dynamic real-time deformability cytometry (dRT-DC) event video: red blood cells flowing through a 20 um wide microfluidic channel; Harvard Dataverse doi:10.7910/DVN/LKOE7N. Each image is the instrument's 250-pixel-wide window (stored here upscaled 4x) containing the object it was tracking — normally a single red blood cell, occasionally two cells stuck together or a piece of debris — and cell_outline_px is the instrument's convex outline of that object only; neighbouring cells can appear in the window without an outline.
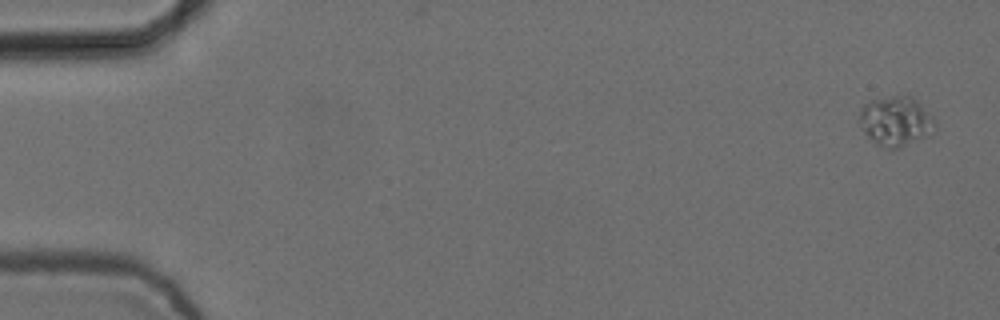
{"species": "common noctule bat (a hibernating species)", "species_latin": "Nyctalus noctula", "temperature_condition": "cold", "stored_images_in_passage": 5, "camera_frame_rate_fps": 3000, "um_per_image_px": 0.085, "animal": {"sex": "female", "body_mass_g": 24.6, "forearm_length_mm": 56.2}, "frame": {"image": 1, "passage_image": 1, "time_ms": 0.0, "image_size_px": [1000, 320], "cell_outline_px": [[936, 128], [928, 136], [900, 148], [888, 148], [876, 144], [864, 132], [856, 120], [860, 108], [868, 100], [892, 96], [912, 96], [936, 120]], "centroid_in_image_um": [76.11, 10.3], "position_along_channel_um": 8.9, "area_um2": 22.2}}
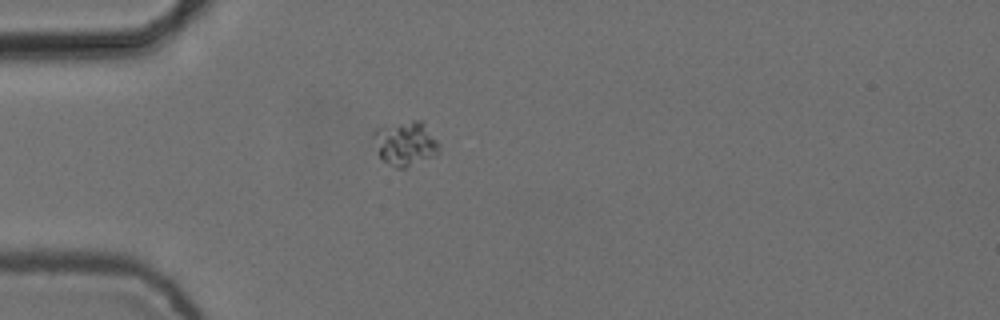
{"frame": {"image": 2, "passage_image": 5, "time_ms": 1.333, "image_size_px": [1000, 320], "cell_outline_px": [[440, 152], [436, 156], [404, 168], [396, 168], [388, 164], [380, 156], [372, 136], [372, 132], [376, 128], [384, 124], [412, 120], [424, 120], [440, 144]], "centroid_in_image_um": [34.49, 12.15], "position_along_channel_um": 50.5, "area_um2": 17.51}}